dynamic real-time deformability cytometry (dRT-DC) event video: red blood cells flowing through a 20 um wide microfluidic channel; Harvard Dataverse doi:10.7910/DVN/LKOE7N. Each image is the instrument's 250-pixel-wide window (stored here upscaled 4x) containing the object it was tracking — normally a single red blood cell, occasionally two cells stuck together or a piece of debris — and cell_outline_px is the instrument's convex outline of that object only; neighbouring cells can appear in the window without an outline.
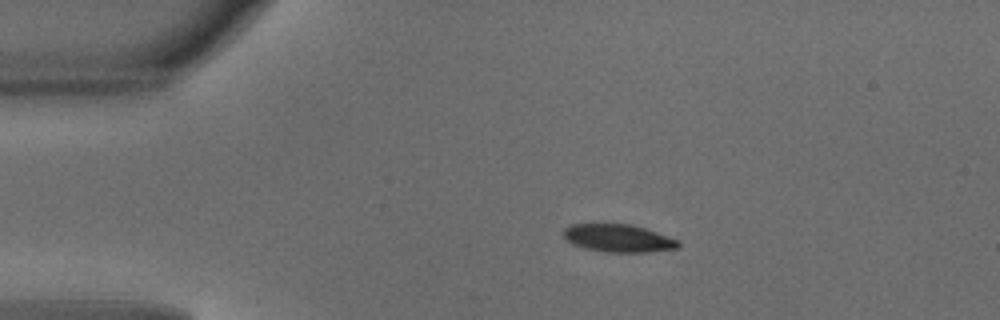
{"species": "common noctule bat (a hibernating species)", "species_latin": "Nyctalus noctula", "temperature_condition": "warm", "stored_images_in_passage": 40, "camera_frame_rate_fps": 3000, "um_per_image_px": 0.085, "animal": {"sex": "male", "body_mass_g": 18.8}, "frame": {"image": 1, "passage_image": 1, "time_ms": 0.0, "image_size_px": [1000, 320], "cell_outline_px": [[680, 248], [648, 252], [608, 252], [588, 248], [572, 244], [564, 236], [564, 228], [572, 224], [632, 224], [680, 240]], "centroid_in_image_um": [52.61, 20.24], "position_along_channel_um": 32.4, "area_um2": 18.44}}
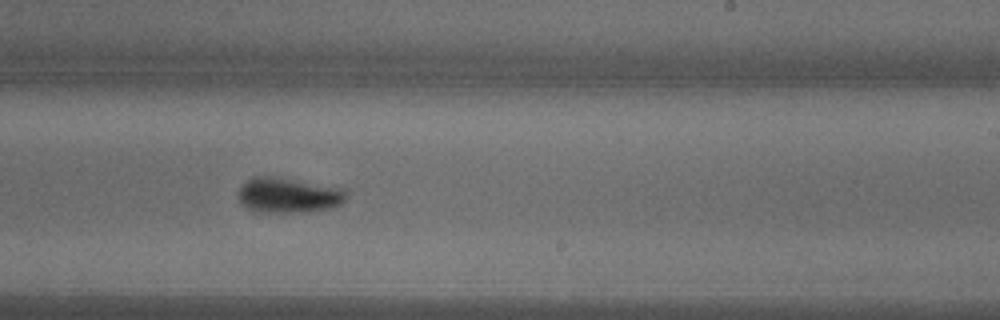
{"frame": {"image": 2, "passage_image": 21, "time_ms": 6.667, "image_size_px": [1000, 320], "cell_outline_px": [[348, 196], [340, 204], [332, 208], [304, 212], [256, 212], [248, 208], [240, 200], [236, 192], [252, 176], [276, 176], [348, 188]], "centroid_in_image_um": [24.58, 16.57], "position_along_channel_um": 264.4, "area_um2": 22.6}}
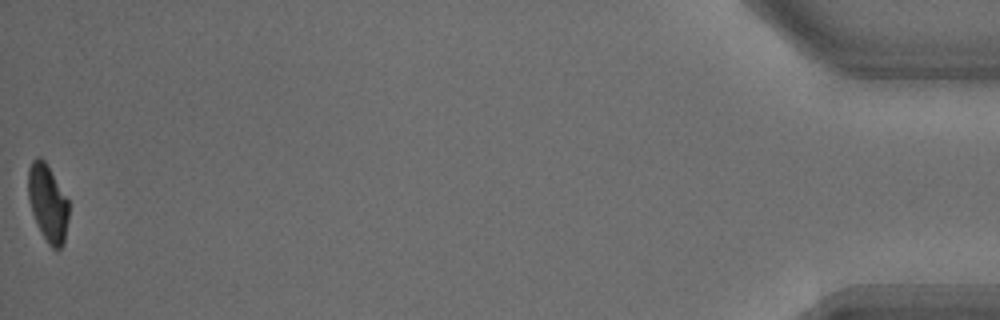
{"frame": {"image": 3, "passage_image": 40, "time_ms": 13.0, "image_size_px": [1000, 320], "cell_outline_px": [[68, 220], [64, 244], [60, 248], [52, 248], [48, 244], [32, 212], [28, 200], [28, 168], [32, 160], [36, 156], [40, 156], [44, 160], [68, 200]], "centroid_in_image_um": [4.05, 17.24], "position_along_channel_um": 431.1, "area_um2": 17.98}, "authors_computed_cell_mechanics": {"area_um2": 20.5479, "velocity_mm_per_s": 4.1526, "shape_relaxation_time_tau1_ms": 2.5497, "shape_relaxation_time_tau2_ms": null, "deformation_change_tau1": 0.1282, "deformation_change_tau2": null}}